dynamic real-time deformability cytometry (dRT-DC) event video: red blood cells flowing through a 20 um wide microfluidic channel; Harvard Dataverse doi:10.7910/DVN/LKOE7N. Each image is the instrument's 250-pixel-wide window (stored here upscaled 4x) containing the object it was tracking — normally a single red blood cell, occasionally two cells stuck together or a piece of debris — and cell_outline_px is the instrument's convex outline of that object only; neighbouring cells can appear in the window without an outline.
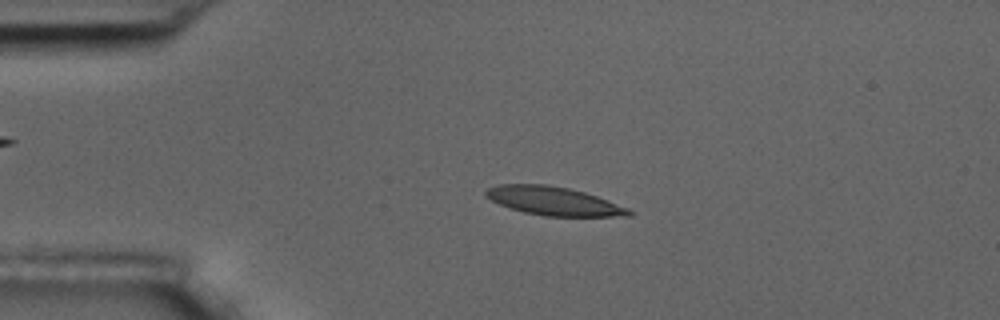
{"species": "common noctule bat (a hibernating species)", "species_latin": "Nyctalus noctula", "temperature_condition": "room temperature", "stored_images_in_passage": 55, "camera_frame_rate_fps": 3000, "um_per_image_px": 0.085, "animal": {"sex": "male", "body_mass_g": 17.5, "forearm_length_mm": 52.3}, "frame": {"image": 1, "passage_image": 12, "time_ms": 3.667, "image_size_px": [1000, 320], "cell_outline_px": [[636, 212], [632, 216], [544, 216], [524, 212], [500, 204], [484, 196], [484, 192], [488, 188], [500, 184], [544, 184], [568, 188], [584, 192], [608, 200], [628, 208]], "centroid_in_image_um": [47.09, 17.09], "position_along_channel_um": 37.9, "area_um2": 23.7}}
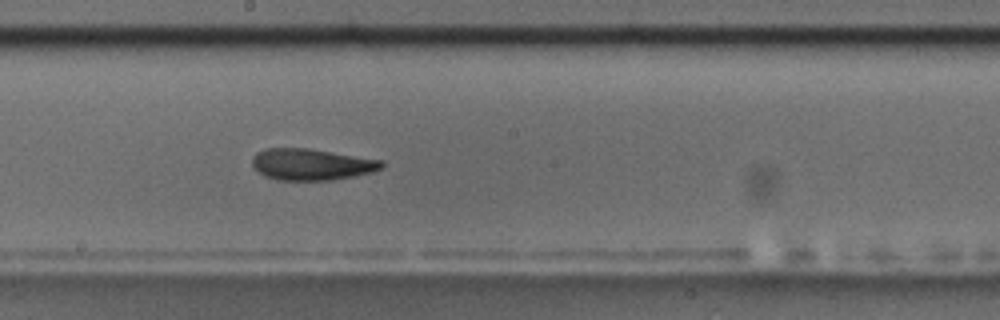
{"frame": {"image": 2, "passage_image": 30, "time_ms": 9.667, "image_size_px": [1000, 320], "cell_outline_px": [[384, 168], [372, 172], [356, 176], [332, 180], [276, 180], [264, 176], [252, 164], [252, 156], [256, 152], [264, 148], [308, 148], [384, 160]], "centroid_in_image_um": [26.5, 13.97], "position_along_channel_um": 221.7, "area_um2": 23.99}}
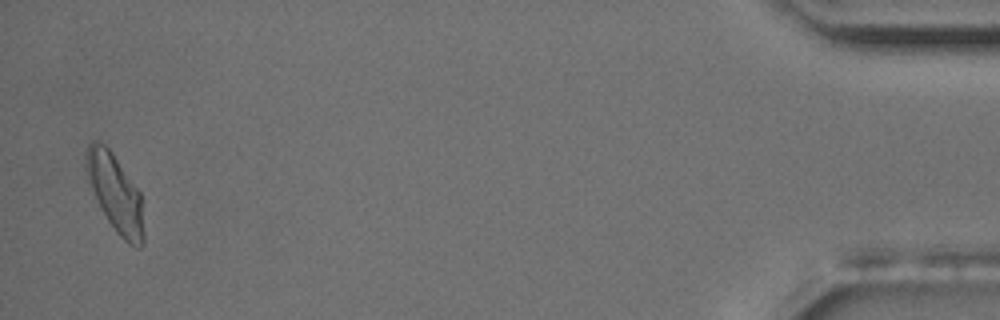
{"frame": {"image": 3, "passage_image": 54, "time_ms": 17.667, "image_size_px": [1000, 320], "cell_outline_px": [[144, 244], [140, 248], [136, 248], [128, 244], [116, 232], [100, 208], [88, 180], [84, 168], [84, 156], [88, 144], [92, 140], [96, 140], [104, 144], [112, 152], [140, 192], [144, 232]], "centroid_in_image_um": [9.78, 16.41], "position_along_channel_um": 425.4, "area_um2": 26.24}, "authors_computed_cell_mechanics": {"area_um2": 23.7558, "velocity_mm_per_s": 3.6139, "shape_relaxation_time_tau1_ms": 6.0883, "shape_relaxation_time_tau2_ms": 1.2595, "deformation_change_tau1": 0.1821, "deformation_change_tau2": 0.0877}}